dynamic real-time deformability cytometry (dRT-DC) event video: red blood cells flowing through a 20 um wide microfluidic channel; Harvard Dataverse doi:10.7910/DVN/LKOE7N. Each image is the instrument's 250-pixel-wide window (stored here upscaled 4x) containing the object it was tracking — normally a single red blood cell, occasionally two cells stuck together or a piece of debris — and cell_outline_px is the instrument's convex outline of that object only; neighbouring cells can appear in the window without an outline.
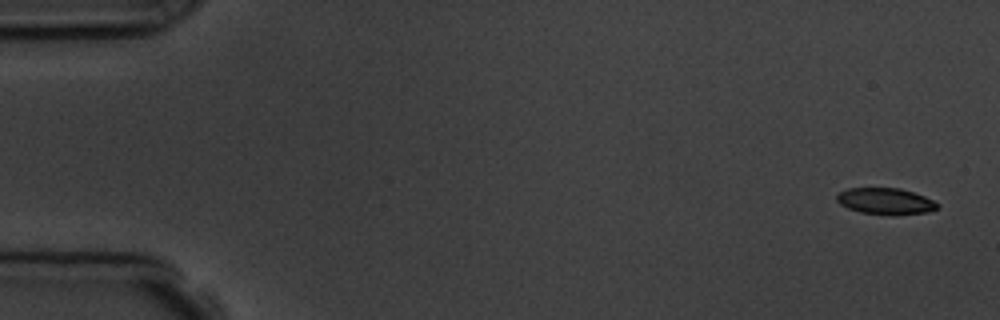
{"species": "common noctule bat (a hibernating species)", "species_latin": "Nyctalus noctula", "temperature_condition": "room temperature", "stored_images_in_passage": 6, "camera_frame_rate_fps": 3000, "um_per_image_px": 0.085, "animal": {"sex": "male", "body_mass_g": 19.5, "forearm_length_mm": 54.6}, "frame": {"image": 1, "passage_image": 1, "time_ms": 0.0, "image_size_px": [1000, 320], "cell_outline_px": [[940, 208], [928, 212], [896, 216], [892, 216], [860, 212], [848, 208], [840, 204], [836, 200], [836, 196], [840, 192], [848, 188], [900, 188], [924, 196], [940, 204]], "centroid_in_image_um": [75.3, 17.12], "position_along_channel_um": 9.7, "area_um2": 15.72}}